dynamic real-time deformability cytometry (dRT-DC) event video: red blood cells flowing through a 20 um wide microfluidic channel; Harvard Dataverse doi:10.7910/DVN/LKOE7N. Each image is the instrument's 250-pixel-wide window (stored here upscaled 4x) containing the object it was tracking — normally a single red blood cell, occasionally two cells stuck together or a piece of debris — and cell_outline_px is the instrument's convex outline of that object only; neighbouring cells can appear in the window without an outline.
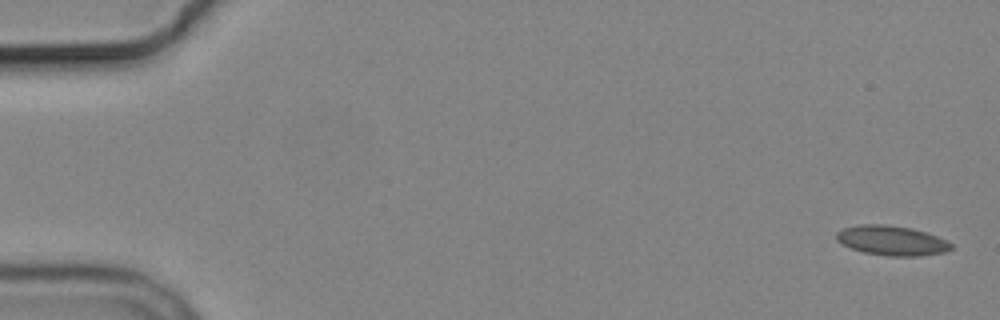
{"species": "common noctule bat (a hibernating species)", "species_latin": "Nyctalus noctula", "temperature_condition": "cold", "stored_images_in_passage": 3, "camera_frame_rate_fps": 3000, "um_per_image_px": 0.085, "animal": {"sex": "male", "body_mass_g": 19.2, "forearm_length_mm": 51.8}, "frame": {"image": 1, "passage_image": 1, "time_ms": 0.0, "image_size_px": [1000, 320], "cell_outline_px": [[952, 248], [944, 252], [916, 256], [888, 256], [864, 252], [852, 248], [836, 240], [836, 232], [844, 228], [860, 224], [884, 224], [912, 228], [936, 236], [952, 244]], "centroid_in_image_um": [75.77, 20.44], "position_along_channel_um": 9.2, "area_um2": 19.59}}